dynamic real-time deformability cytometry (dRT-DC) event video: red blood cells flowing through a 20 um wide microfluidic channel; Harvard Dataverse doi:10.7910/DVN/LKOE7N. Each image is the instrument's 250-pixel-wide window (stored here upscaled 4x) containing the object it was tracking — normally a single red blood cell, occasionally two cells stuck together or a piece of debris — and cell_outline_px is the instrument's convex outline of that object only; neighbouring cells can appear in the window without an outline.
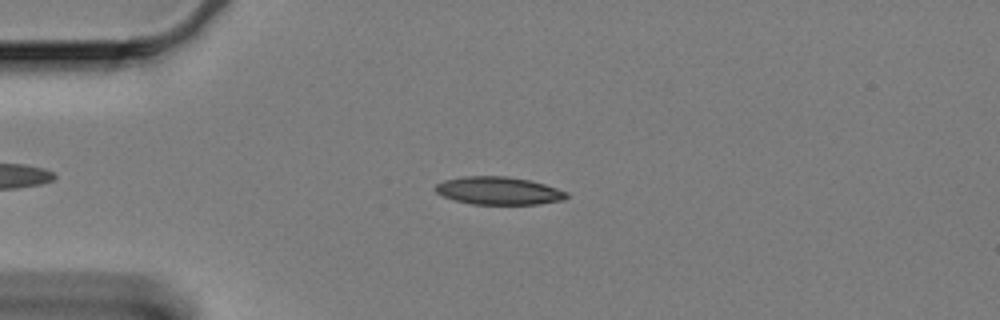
{"species": "Egyptian fruit bat (a non-hibernating species)", "species_latin": "Rousettus aegyptiacus", "temperature_condition": "cold", "stored_images_in_passage": 54, "camera_frame_rate_fps": 3000, "um_per_image_px": 0.085, "animal": {"sex": "female"}, "frame": {"image": 1, "passage_image": 14, "time_ms": 4.333, "image_size_px": [1000, 320], "cell_outline_px": [[568, 196], [564, 200], [540, 204], [472, 204], [456, 200], [444, 196], [436, 192], [432, 188], [436, 184], [444, 180], [464, 176], [508, 176], [528, 180], [544, 184], [568, 192]], "centroid_in_image_um": [42.38, 16.21], "position_along_channel_um": 42.6, "area_um2": 21.27}}
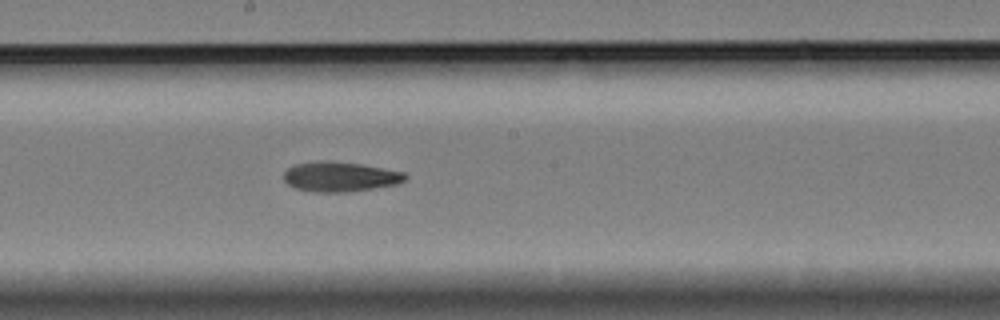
{"frame": {"image": 2, "passage_image": 32, "time_ms": 10.333, "image_size_px": [1000, 320], "cell_outline_px": [[408, 180], [400, 184], [348, 192], [316, 192], [296, 188], [288, 184], [284, 180], [284, 172], [288, 168], [296, 164], [320, 160], [328, 160], [360, 164], [404, 172], [408, 176]], "centroid_in_image_um": [28.95, 15.02], "position_along_channel_um": 219.3, "area_um2": 21.27}}
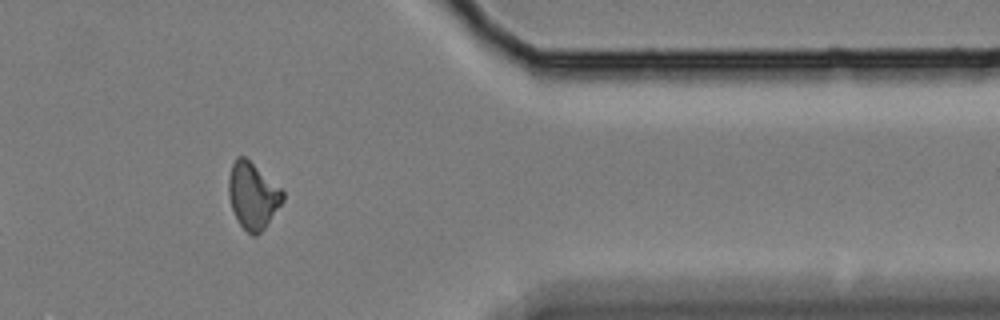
{"frame": {"image": 3, "passage_image": 49, "time_ms": 16.0, "image_size_px": [1000, 320], "cell_outline_px": [[284, 200], [264, 228], [256, 236], [252, 236], [240, 224], [232, 208], [228, 196], [228, 180], [232, 164], [236, 156], [244, 156], [280, 188], [284, 192]], "centroid_in_image_um": [21.47, 16.63], "position_along_channel_um": 389.9, "area_um2": 20.58}, "authors_computed_cell_mechanics": {"area_um2": 20.8947, "velocity_mm_per_s": 3.3266, "shape_relaxation_time_tau1_ms": 5.2768, "shape_relaxation_time_tau2_ms": null, "deformation_change_tau1": 0.1462, "deformation_change_tau2": null}}